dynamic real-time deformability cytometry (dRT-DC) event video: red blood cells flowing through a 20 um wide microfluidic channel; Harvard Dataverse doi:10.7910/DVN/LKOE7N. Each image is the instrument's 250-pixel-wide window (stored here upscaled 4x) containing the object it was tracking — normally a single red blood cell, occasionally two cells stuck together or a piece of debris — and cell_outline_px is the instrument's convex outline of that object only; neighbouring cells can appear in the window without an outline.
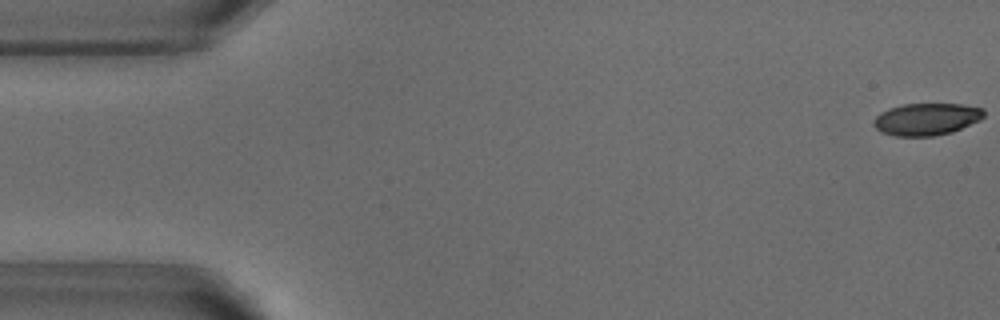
{"species": "common noctule bat (a hibernating species)", "species_latin": "Nyctalus noctula", "temperature_condition": "warm", "stored_images_in_passage": 19, "camera_frame_rate_fps": 3000, "um_per_image_px": 0.085, "animal": {"sex": "male", "body_mass_g": 18.8}, "frame": {"image": 1, "passage_image": 1, "time_ms": 0.0, "image_size_px": [1000, 320], "cell_outline_px": [[984, 116], [980, 120], [952, 132], [932, 136], [896, 136], [880, 132], [872, 124], [872, 120], [880, 112], [888, 108], [900, 104], [960, 104], [984, 108]], "centroid_in_image_um": [78.72, 10.12], "position_along_channel_um": 6.3, "area_um2": 20.81}}